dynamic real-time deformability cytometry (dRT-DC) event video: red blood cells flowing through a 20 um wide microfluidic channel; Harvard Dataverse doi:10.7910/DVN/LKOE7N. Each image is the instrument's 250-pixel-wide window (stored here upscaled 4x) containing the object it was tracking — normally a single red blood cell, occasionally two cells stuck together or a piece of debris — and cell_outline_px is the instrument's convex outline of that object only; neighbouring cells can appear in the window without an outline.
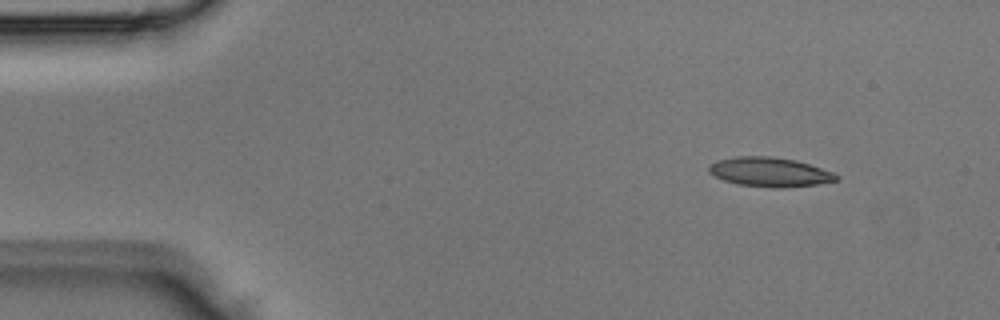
{"species": "Egyptian fruit bat (a non-hibernating species)", "species_latin": "Rousettus aegyptiacus", "temperature_condition": "room temperature", "stored_images_in_passage": 4, "camera_frame_rate_fps": 3000, "um_per_image_px": 0.085, "animal": {"sex": "male"}, "frame": {"image": 1, "passage_image": 2, "time_ms": 0.333, "image_size_px": [1000, 320], "cell_outline_px": [[840, 176], [836, 180], [816, 184], [780, 188], [776, 188], [736, 184], [724, 180], [708, 172], [708, 164], [716, 160], [736, 156], [772, 156], [796, 160], [832, 172]], "centroid_in_image_um": [65.37, 14.61], "position_along_channel_um": 19.6, "area_um2": 21.73}}